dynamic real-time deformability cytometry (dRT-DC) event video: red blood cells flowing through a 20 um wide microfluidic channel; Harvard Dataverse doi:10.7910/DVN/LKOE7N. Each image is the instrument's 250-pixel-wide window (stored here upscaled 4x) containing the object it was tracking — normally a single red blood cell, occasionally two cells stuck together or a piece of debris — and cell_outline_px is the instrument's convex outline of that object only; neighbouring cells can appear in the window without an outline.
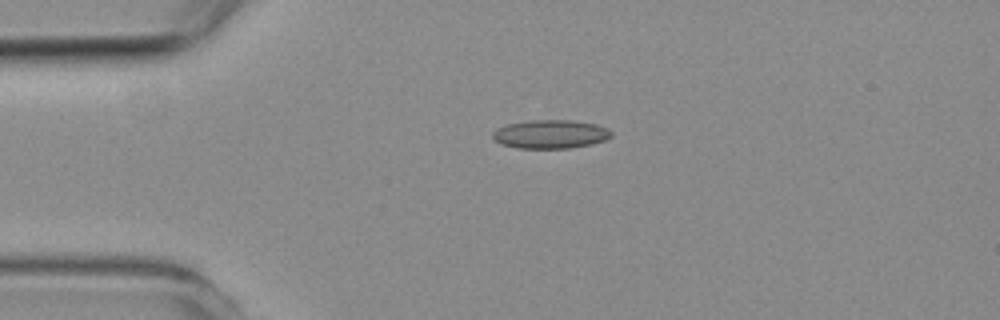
{"species": "common noctule bat (a hibernating species)", "species_latin": "Nyctalus noctula", "temperature_condition": "room temperature", "stored_images_in_passage": 2, "camera_frame_rate_fps": 3000, "um_per_image_px": 0.085, "animal": {"sex": "female", "body_mass_g": 19.3, "forearm_length_mm": 54.1}, "frame": {"image": 1, "passage_image": 1, "time_ms": 0.0, "image_size_px": [1000, 320], "cell_outline_px": [[612, 136], [604, 140], [592, 144], [568, 148], [520, 148], [500, 144], [492, 136], [492, 132], [496, 128], [508, 124], [532, 120], [572, 120], [596, 124], [608, 128], [612, 132]], "centroid_in_image_um": [46.8, 11.4], "position_along_channel_um": 38.2, "area_um2": 19.77}}